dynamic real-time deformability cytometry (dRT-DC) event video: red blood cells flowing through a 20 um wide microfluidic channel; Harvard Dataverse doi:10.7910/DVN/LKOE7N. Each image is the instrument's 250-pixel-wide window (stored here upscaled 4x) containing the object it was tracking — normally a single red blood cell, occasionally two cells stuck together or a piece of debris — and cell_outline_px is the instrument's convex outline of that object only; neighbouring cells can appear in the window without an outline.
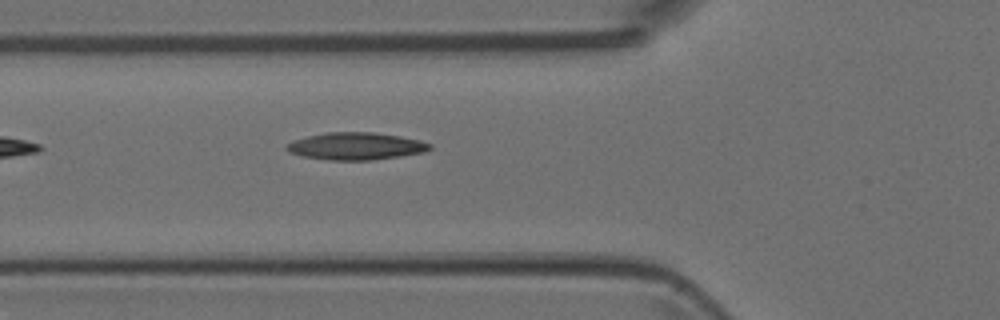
{"species": "Egyptian fruit bat (a non-hibernating species)", "species_latin": "Rousettus aegyptiacus", "temperature_condition": "room temperature", "stored_images_in_passage": 4, "camera_frame_rate_fps": 3000, "um_per_image_px": 0.085, "animal": {"sex": "female"}, "frame": {"image": 1, "passage_image": 4, "time_ms": 1.0, "image_size_px": [1000, 320], "cell_outline_px": [[432, 148], [424, 152], [400, 156], [372, 160], [328, 160], [304, 156], [288, 152], [284, 148], [292, 140], [308, 136], [328, 132], [372, 132], [400, 136], [420, 140], [432, 144]], "centroid_in_image_um": [30.25, 12.42], "position_along_channel_um": 95.5, "area_um2": 22.77}}